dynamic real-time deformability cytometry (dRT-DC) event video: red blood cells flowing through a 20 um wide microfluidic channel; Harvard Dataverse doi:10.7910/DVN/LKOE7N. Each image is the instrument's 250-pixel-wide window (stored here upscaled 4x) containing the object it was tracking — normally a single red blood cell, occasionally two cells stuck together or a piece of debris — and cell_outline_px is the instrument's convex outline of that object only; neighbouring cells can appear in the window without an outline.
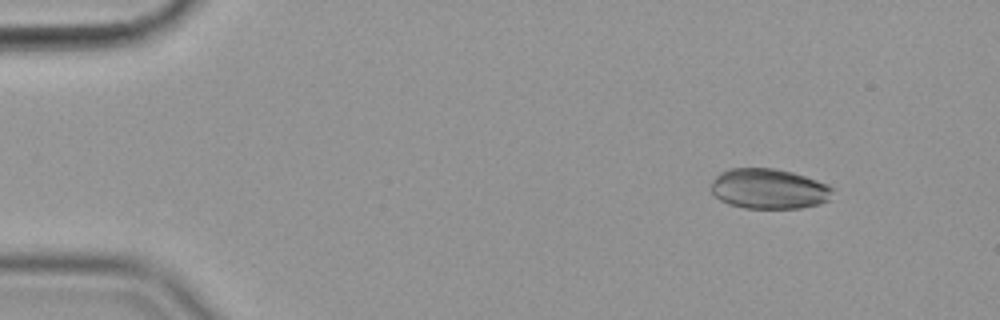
{"species": "common noctule bat (a hibernating species)", "species_latin": "Nyctalus noctula", "temperature_condition": "cold", "stored_images_in_passage": 56, "camera_frame_rate_fps": 3000, "um_per_image_px": 0.085, "animal": {"sex": "female", "body_mass_g": 19.9}, "frame": {"image": 1, "passage_image": 6, "time_ms": 1.667, "image_size_px": [1000, 320], "cell_outline_px": [[832, 192], [828, 200], [820, 204], [800, 208], [744, 208], [728, 204], [720, 200], [712, 192], [712, 180], [720, 172], [732, 168], [772, 168], [792, 172], [828, 184], [832, 188]], "centroid_in_image_um": [65.34, 16.05], "position_along_channel_um": 19.7, "area_um2": 28.38}}
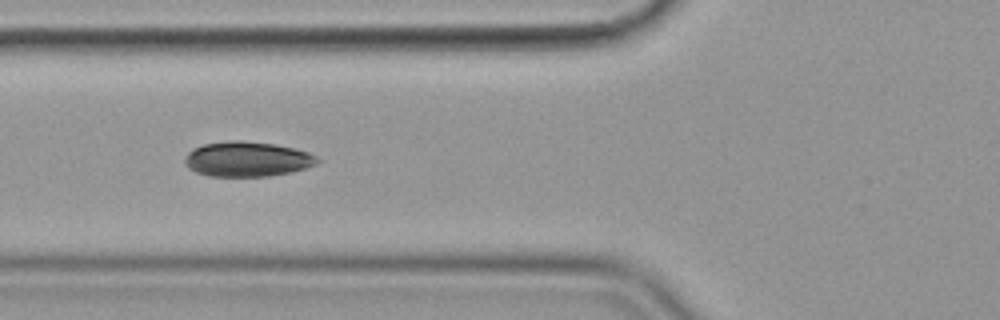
{"frame": {"image": 2, "passage_image": 21, "time_ms": 6.667, "image_size_px": [1000, 320], "cell_outline_px": [[320, 160], [316, 164], [292, 172], [268, 176], [208, 176], [196, 172], [188, 168], [184, 164], [184, 160], [188, 152], [192, 148], [204, 144], [232, 140], [240, 140], [276, 144], [308, 152], [316, 156]], "centroid_in_image_um": [20.98, 13.52], "position_along_channel_um": 104.8, "area_um2": 27.05}}
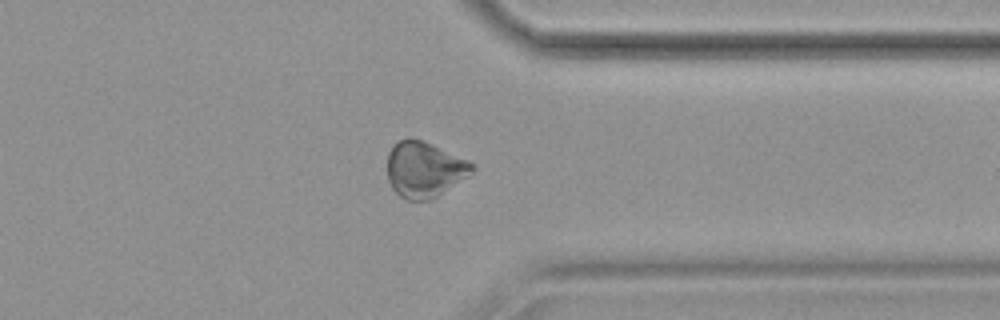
{"frame": {"image": 3, "passage_image": 44, "time_ms": 14.333, "image_size_px": [1000, 320], "cell_outline_px": [[476, 168], [468, 176], [432, 200], [404, 200], [392, 188], [388, 180], [388, 152], [400, 140], [408, 136], [412, 136], [424, 140], [468, 160], [476, 164]], "centroid_in_image_um": [36.08, 14.39], "position_along_channel_um": 375.3, "area_um2": 27.86}, "authors_computed_cell_mechanics": {"area_um2": 27.7729, "velocity_mm_per_s": 3.5632, "shape_relaxation_time_tau1_ms": 9.4078, "shape_relaxation_time_tau2_ms": 2.7412, "deformation_change_tau1": 0.1207, "deformation_change_tau2": 0.0554}}